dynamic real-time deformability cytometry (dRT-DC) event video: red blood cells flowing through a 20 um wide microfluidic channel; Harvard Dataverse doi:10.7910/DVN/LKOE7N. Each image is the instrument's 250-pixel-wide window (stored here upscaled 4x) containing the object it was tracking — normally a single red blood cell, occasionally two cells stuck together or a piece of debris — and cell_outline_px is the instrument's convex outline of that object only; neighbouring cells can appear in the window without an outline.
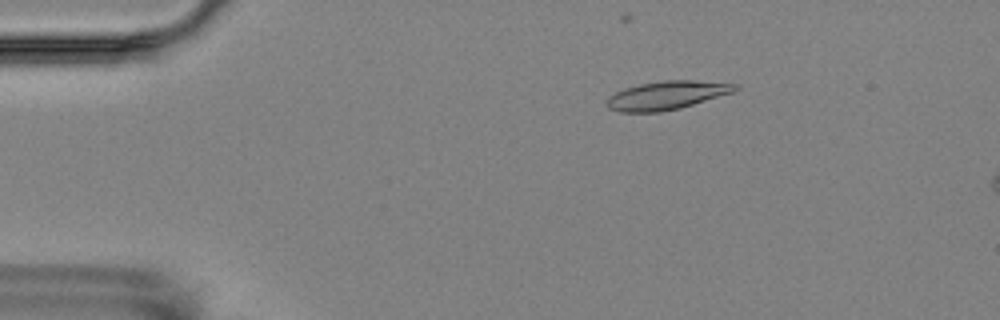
{"species": "Egyptian fruit bat (a non-hibernating species)", "species_latin": "Rousettus aegyptiacus", "temperature_condition": "room temperature", "stored_images_in_passage": 5, "camera_frame_rate_fps": 3000, "um_per_image_px": 0.085, "animal": {"sex": "female"}, "frame": {"image": 1, "passage_image": 3, "time_ms": 2.333, "image_size_px": [1000, 320], "cell_outline_px": [[740, 88], [732, 92], [680, 108], [660, 112], [620, 112], [608, 108], [608, 96], [624, 88], [640, 84], [664, 80], [692, 80], [740, 84]], "centroid_in_image_um": [56.68, 8.09], "position_along_channel_um": 28.3, "area_um2": 21.15}}